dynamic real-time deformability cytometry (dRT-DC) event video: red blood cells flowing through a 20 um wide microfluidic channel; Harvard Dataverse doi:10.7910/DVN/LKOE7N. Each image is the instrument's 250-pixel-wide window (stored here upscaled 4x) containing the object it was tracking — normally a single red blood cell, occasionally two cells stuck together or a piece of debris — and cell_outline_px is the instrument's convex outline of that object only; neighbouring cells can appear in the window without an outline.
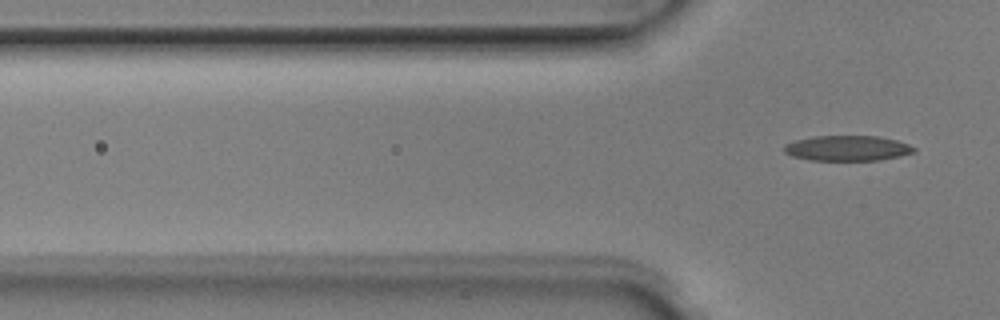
{"species": "Egyptian fruit bat (a non-hibernating species)", "species_latin": "Rousettus aegyptiacus", "temperature_condition": "room temperature", "stored_images_in_passage": 12, "segment_of_instrument_passage": [2, 2], "camera_frame_rate_fps": 3000, "um_per_image_px": 0.085, "animal": {"sex": "male"}, "frame": {"image": 1, "passage_image": 12, "time_ms": 3.667, "image_size_px": [1000, 320], "cell_outline_px": [[916, 152], [880, 160], [812, 160], [792, 156], [784, 152], [784, 144], [796, 140], [812, 136], [880, 136], [896, 140], [908, 144], [916, 148]], "centroid_in_image_um": [72.03, 12.59], "position_along_channel_um": 53.8, "area_um2": 19.13}}